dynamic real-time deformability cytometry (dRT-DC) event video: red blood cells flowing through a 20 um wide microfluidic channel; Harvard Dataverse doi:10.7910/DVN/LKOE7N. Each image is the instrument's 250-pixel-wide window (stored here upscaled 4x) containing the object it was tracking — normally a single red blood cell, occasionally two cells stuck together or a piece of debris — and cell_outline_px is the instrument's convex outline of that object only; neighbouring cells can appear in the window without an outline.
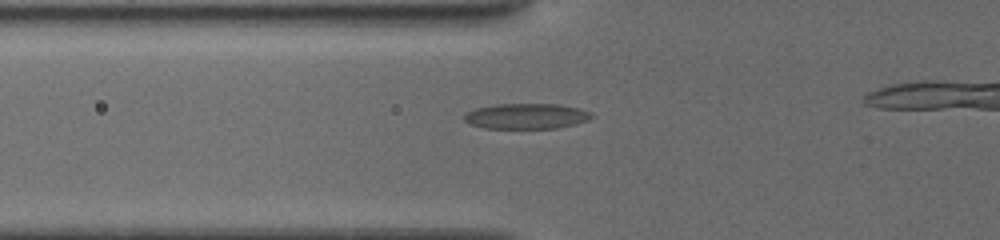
{"species": "common noctule bat (a hibernating species)", "species_latin": "Nyctalus noctula", "temperature_condition": "cold", "stored_images_in_passage": 12, "segment_of_instrument_passage": [1, 2], "camera_frame_rate_fps": 3000, "um_per_image_px": 0.085, "animal": {"sex": "female", "body_mass_g": 19.5, "forearm_length_mm": 54.1}, "frame": {"image": 1, "passage_image": 2, "time_ms": 0.667, "image_size_px": [1000, 240], "cell_outline_px": [[592, 116], [588, 120], [576, 124], [556, 128], [484, 128], [472, 124], [464, 120], [464, 116], [468, 112], [476, 108], [496, 104], [560, 104], [592, 112]], "centroid_in_image_um": [44.76, 9.87], "position_along_channel_um": 81.0, "area_um2": 18.73}}
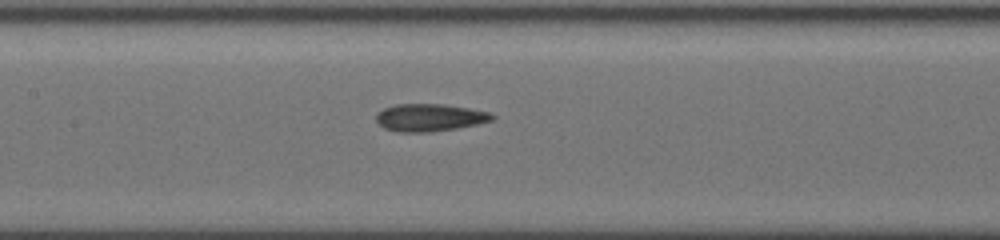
{"frame": {"image": 2, "passage_image": 8, "time_ms": 3.0, "image_size_px": [1000, 240], "cell_outline_px": [[496, 116], [492, 120], [476, 124], [456, 128], [428, 132], [396, 132], [384, 128], [376, 120], [376, 112], [384, 108], [396, 104], [444, 104], [468, 108], [488, 112]], "centroid_in_image_um": [36.48, 9.99], "position_along_channel_um": 170.9, "area_um2": 18.5}}
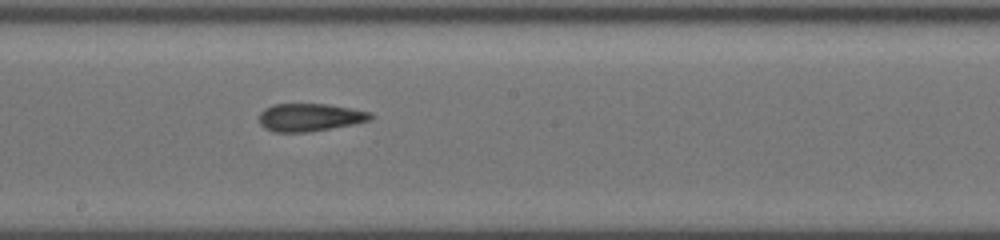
{"frame": {"image": 3, "passage_image": 11, "time_ms": 4.333, "image_size_px": [1000, 240], "cell_outline_px": [[376, 116], [372, 120], [352, 124], [308, 132], [272, 132], [264, 128], [260, 124], [260, 112], [264, 108], [276, 104], [328, 104], [372, 112]], "centroid_in_image_um": [26.36, 9.97], "position_along_channel_um": 221.8, "area_um2": 18.15}}